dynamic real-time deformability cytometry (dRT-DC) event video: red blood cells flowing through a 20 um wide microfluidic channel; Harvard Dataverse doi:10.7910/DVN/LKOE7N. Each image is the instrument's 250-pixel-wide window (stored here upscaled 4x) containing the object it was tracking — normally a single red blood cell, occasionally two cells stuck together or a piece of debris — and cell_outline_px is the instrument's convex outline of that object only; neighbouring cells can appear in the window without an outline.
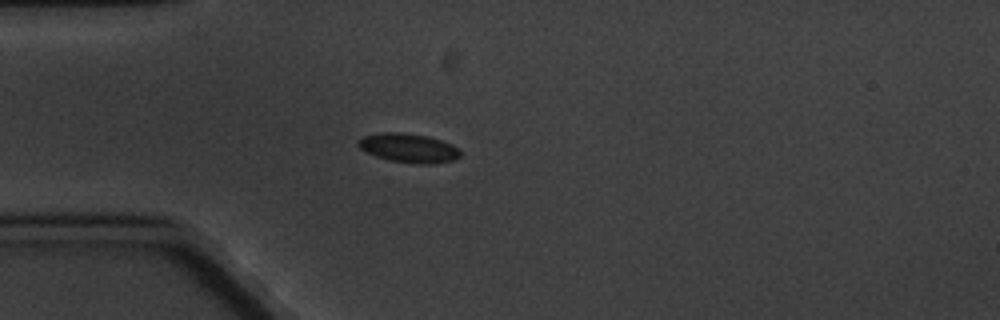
{"species": "common noctule bat (a hibernating species)", "species_latin": "Nyctalus noctula", "temperature_condition": "cold", "stored_images_in_passage": 5, "camera_frame_rate_fps": 3000, "um_per_image_px": 0.085, "animal": {"sex": "male", "body_mass_g": 20.1, "forearm_length_mm": 53.5}, "frame": {"image": 1, "passage_image": 5, "time_ms": 4.667, "image_size_px": [1000, 320], "cell_outline_px": [[460, 156], [452, 160], [428, 164], [420, 164], [392, 160], [376, 156], [360, 148], [356, 144], [356, 140], [364, 136], [384, 132], [400, 132], [428, 136], [452, 144], [460, 152]], "centroid_in_image_um": [34.7, 12.56], "position_along_channel_um": 50.3, "area_um2": 16.99}}